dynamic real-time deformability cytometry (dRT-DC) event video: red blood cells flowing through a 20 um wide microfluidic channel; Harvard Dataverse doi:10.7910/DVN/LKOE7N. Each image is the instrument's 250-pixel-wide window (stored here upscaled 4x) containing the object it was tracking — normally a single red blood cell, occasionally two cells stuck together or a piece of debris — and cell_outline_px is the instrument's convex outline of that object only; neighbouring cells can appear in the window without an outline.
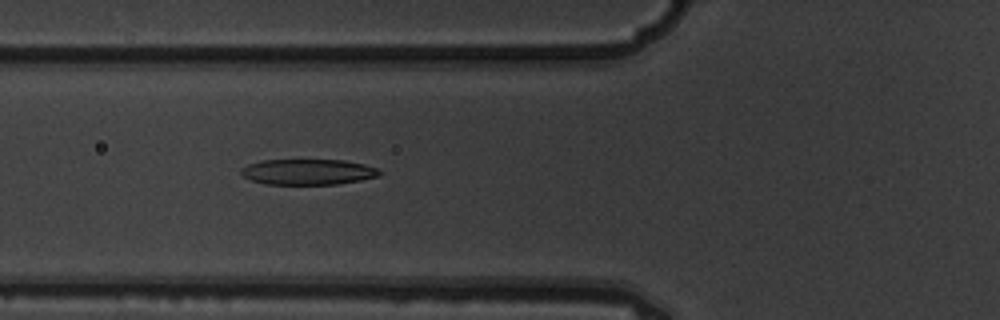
{"species": "common noctule bat (a hibernating species)", "species_latin": "Nyctalus noctula", "temperature_condition": "warm", "stored_images_in_passage": 6, "camera_frame_rate_fps": 3000, "um_per_image_px": 0.085, "animal": {"sex": "male", "body_mass_g": 19.5, "forearm_length_mm": 54.6}, "frame": {"image": 1, "passage_image": 6, "time_ms": 1.667, "image_size_px": [1000, 320], "cell_outline_px": [[380, 176], [360, 180], [336, 184], [264, 184], [252, 180], [244, 176], [240, 172], [240, 168], [248, 164], [260, 160], [344, 160], [364, 164], [380, 168]], "centroid_in_image_um": [26.18, 14.6], "position_along_channel_um": 99.6, "area_um2": 20.75}}